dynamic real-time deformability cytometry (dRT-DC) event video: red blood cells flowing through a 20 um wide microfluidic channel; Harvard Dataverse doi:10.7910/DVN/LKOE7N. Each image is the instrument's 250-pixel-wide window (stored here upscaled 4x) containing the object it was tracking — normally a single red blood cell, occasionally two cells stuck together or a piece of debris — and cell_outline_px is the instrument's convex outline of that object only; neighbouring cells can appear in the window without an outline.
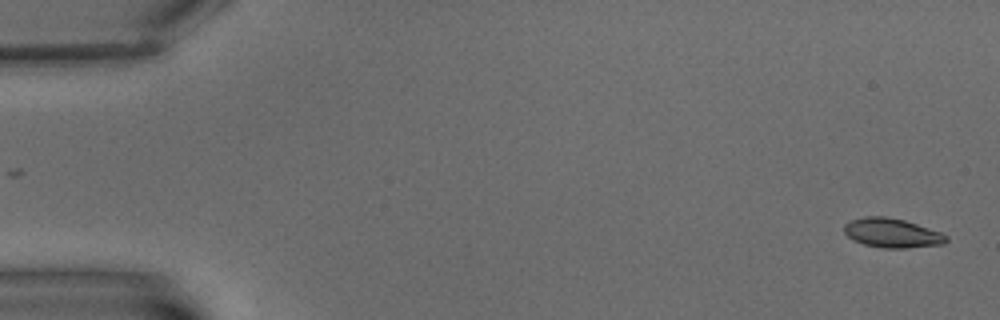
{"species": "common noctule bat (a hibernating species)", "species_latin": "Nyctalus noctula", "temperature_condition": "warm", "stored_images_in_passage": 6, "camera_frame_rate_fps": 3000, "um_per_image_px": 0.085, "animal": {"sex": "male", "body_mass_g": 15.6}, "frame": {"image": 1, "passage_image": 1, "time_ms": 0.0, "image_size_px": [1000, 320], "cell_outline_px": [[948, 240], [944, 244], [904, 248], [884, 248], [864, 244], [848, 236], [844, 232], [844, 224], [852, 220], [864, 216], [884, 216], [904, 220], [940, 232], [948, 236]], "centroid_in_image_um": [75.83, 19.8], "position_along_channel_um": 9.2, "area_um2": 17.22}}
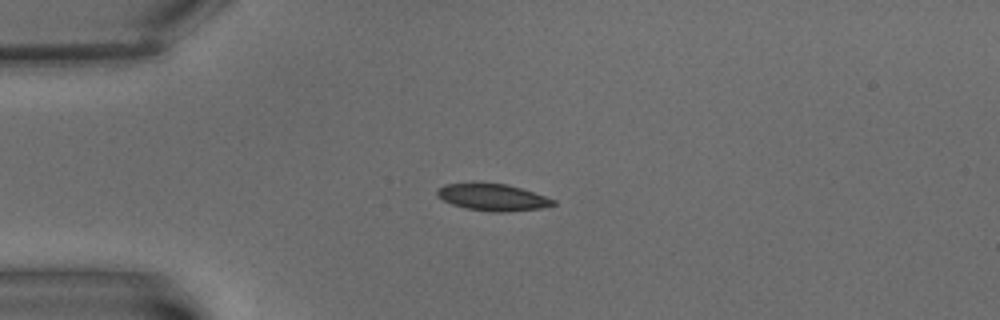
{"frame": {"image": 2, "passage_image": 5, "time_ms": 5.0, "image_size_px": [1000, 320], "cell_outline_px": [[556, 204], [540, 208], [504, 212], [492, 212], [468, 208], [452, 204], [436, 196], [436, 188], [444, 184], [508, 184], [556, 200]], "centroid_in_image_um": [41.86, 16.78], "position_along_channel_um": 43.1, "area_um2": 17.74}}